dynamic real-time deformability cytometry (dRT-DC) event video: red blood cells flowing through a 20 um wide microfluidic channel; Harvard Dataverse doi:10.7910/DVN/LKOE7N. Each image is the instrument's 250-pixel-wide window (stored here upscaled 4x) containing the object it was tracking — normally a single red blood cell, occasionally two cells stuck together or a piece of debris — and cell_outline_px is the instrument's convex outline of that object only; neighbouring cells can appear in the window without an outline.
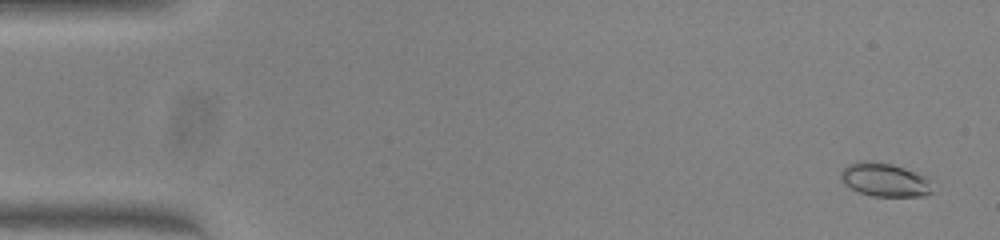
{"species": "common noctule bat (a hibernating species)", "species_latin": "Nyctalus noctula", "temperature_condition": "warm", "stored_images_in_passage": 51, "camera_frame_rate_fps": 3000, "um_per_image_px": 0.085, "animal": {"sex": "female", "body_mass_g": 23.0, "forearm_length_mm": 53.4}, "frame": {"image": 1, "passage_image": 2, "time_ms": 0.333, "image_size_px": [1000, 240], "cell_outline_px": [[932, 192], [924, 196], [872, 196], [860, 192], [844, 184], [840, 176], [840, 172], [848, 164], [856, 160], [872, 160], [892, 164], [904, 168], [924, 176], [928, 180]], "centroid_in_image_um": [75.14, 15.26], "position_along_channel_um": 9.9, "area_um2": 17.86}}
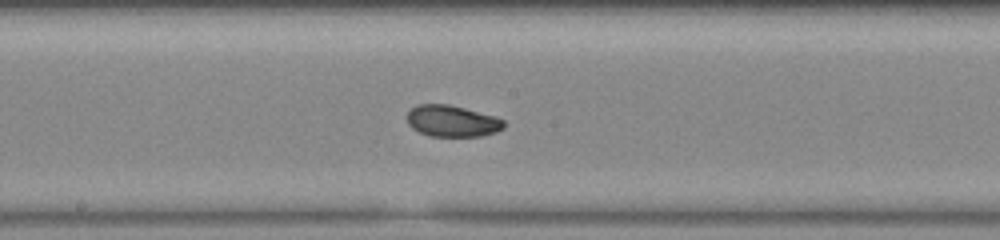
{"frame": {"image": 2, "passage_image": 27, "time_ms": 8.667, "image_size_px": [1000, 240], "cell_outline_px": [[504, 128], [496, 132], [480, 136], [428, 136], [412, 128], [408, 124], [408, 112], [416, 104], [448, 104], [496, 116], [504, 120]], "centroid_in_image_um": [38.44, 10.29], "position_along_channel_um": 209.8, "area_um2": 17.74}}
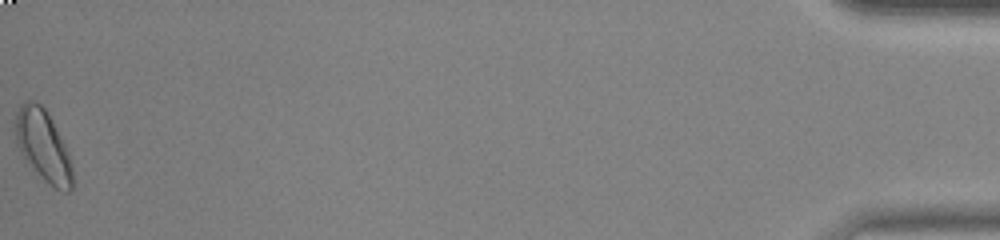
{"frame": {"image": 3, "passage_image": 51, "time_ms": 16.667, "image_size_px": [1000, 240], "cell_outline_px": [[72, 188], [68, 192], [64, 192], [56, 188], [44, 180], [24, 156], [16, 144], [16, 116], [24, 100], [32, 100], [40, 104], [44, 108], [64, 144], [72, 168]], "centroid_in_image_um": [3.67, 12.38], "position_along_channel_um": 431.5, "area_um2": 22.72}, "authors_computed_cell_mechanics": {"area_um2": 18.0336, "velocity_mm_per_s": 4.0557, "shape_relaxation_time_tau1_ms": 3.498, "shape_relaxation_time_tau2_ms": 3.0795, "deformation_change_tau1": 0.1139, "deformation_change_tau2": 0.0521}}